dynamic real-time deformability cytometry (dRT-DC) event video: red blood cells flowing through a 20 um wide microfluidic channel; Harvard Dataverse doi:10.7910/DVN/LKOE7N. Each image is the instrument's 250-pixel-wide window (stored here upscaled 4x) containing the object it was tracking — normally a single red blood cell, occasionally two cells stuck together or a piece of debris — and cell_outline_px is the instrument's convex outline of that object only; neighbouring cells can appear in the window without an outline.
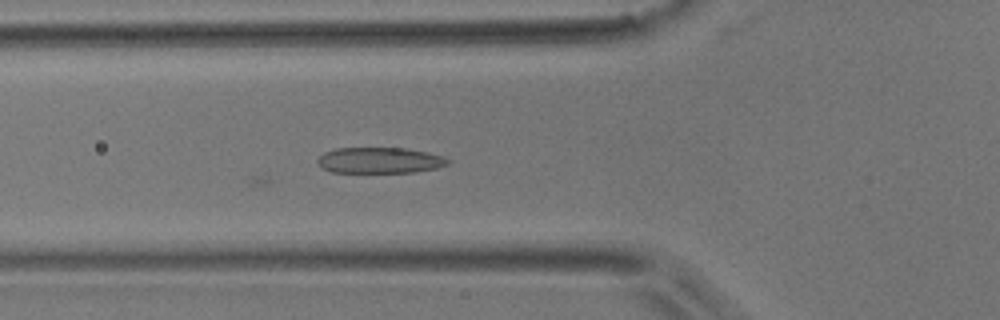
{"species": "common noctule bat (a hibernating species)", "species_latin": "Nyctalus noctula", "temperature_condition": "room temperature", "stored_images_in_passage": 27, "camera_frame_rate_fps": 3000, "um_per_image_px": 0.085, "animal": {"sex": "male", "body_mass_g": 17.9}, "frame": {"image": 1, "passage_image": 3, "time_ms": 0.667, "image_size_px": [1000, 320], "cell_outline_px": [[452, 160], [448, 164], [436, 168], [416, 172], [332, 172], [320, 168], [316, 160], [324, 152], [336, 148], [404, 148], [428, 152], [444, 156]], "centroid_in_image_um": [32.28, 13.63], "position_along_channel_um": 93.5, "area_um2": 19.83}}
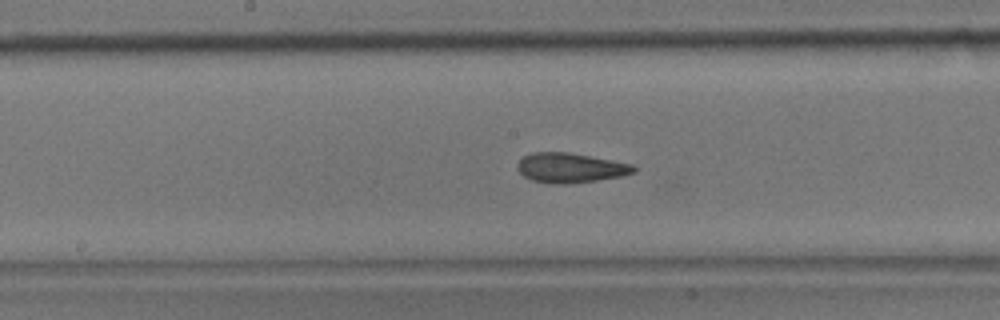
{"frame": {"image": 2, "passage_image": 11, "time_ms": 3.333, "image_size_px": [1000, 320], "cell_outline_px": [[636, 172], [620, 176], [596, 180], [564, 184], [552, 184], [532, 180], [524, 176], [516, 168], [516, 164], [524, 156], [532, 152], [568, 152], [632, 164], [636, 168]], "centroid_in_image_um": [48.45, 14.26], "position_along_channel_um": 199.8, "area_um2": 20.0}}
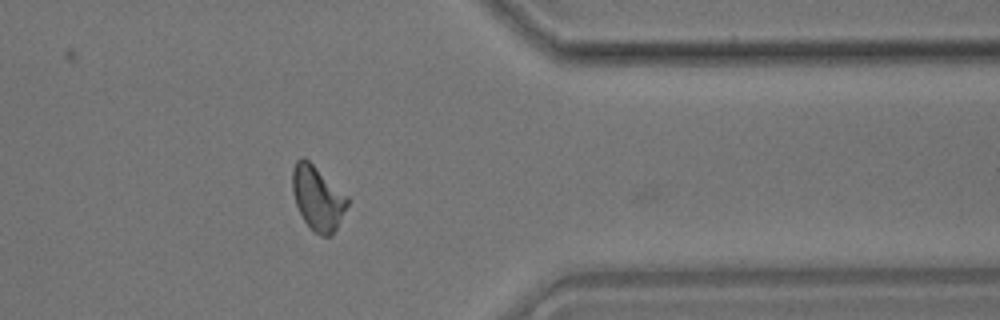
{"frame": {"image": 3, "passage_image": 26, "time_ms": 8.333, "image_size_px": [1000, 320], "cell_outline_px": [[348, 204], [332, 236], [320, 236], [304, 220], [296, 204], [292, 192], [292, 168], [296, 160], [300, 156], [304, 156], [348, 196]], "centroid_in_image_um": [26.98, 16.8], "position_along_channel_um": 384.4, "area_um2": 20.46}}